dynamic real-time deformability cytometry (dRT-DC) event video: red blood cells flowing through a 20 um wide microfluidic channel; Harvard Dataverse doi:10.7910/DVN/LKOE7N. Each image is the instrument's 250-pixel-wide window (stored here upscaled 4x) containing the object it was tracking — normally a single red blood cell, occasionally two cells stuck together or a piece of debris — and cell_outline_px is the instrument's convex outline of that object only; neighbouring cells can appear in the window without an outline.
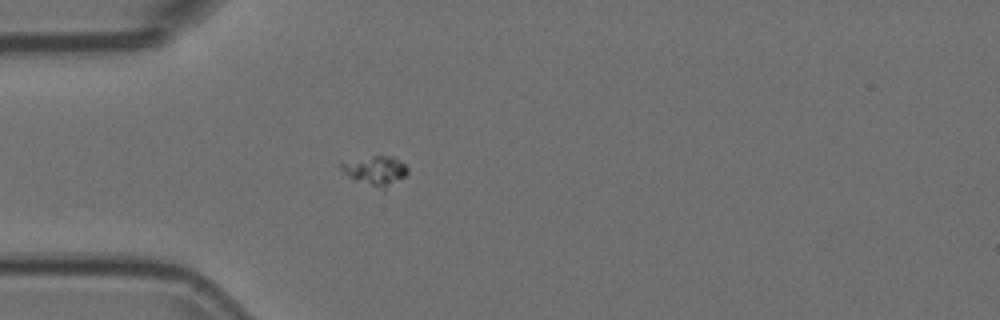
{"species": "Egyptian fruit bat (a non-hibernating species)", "species_latin": "Rousettus aegyptiacus", "temperature_condition": "room temperature", "stored_images_in_passage": 40, "camera_frame_rate_fps": 3000, "um_per_image_px": 0.085, "animal": {"sex": "female"}, "frame": {"image": 1, "passage_image": 1, "time_ms": 0.0, "image_size_px": [1000, 320], "cell_outline_px": [[408, 172], [404, 176], [384, 192], [344, 172], [340, 168], [340, 160], [372, 156], [392, 156], [404, 164], [408, 168]], "centroid_in_image_um": [31.92, 14.49], "position_along_channel_um": 53.1, "area_um2": 11.39}}
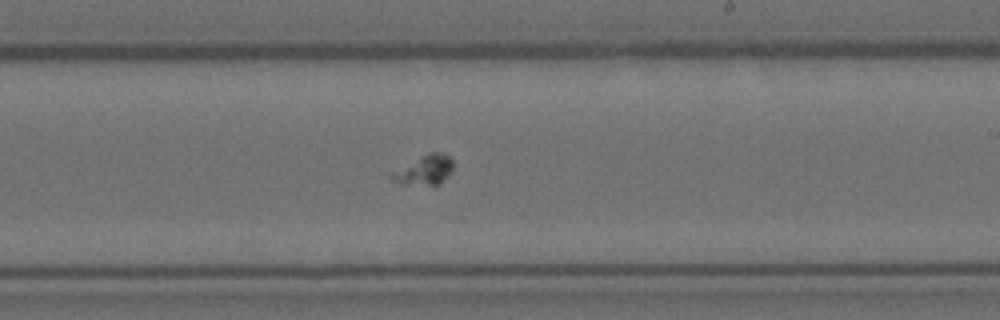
{"frame": {"image": 2, "passage_image": 18, "time_ms": 5.667, "image_size_px": [1000, 320], "cell_outline_px": [[452, 168], [448, 176], [440, 184], [404, 184], [392, 180], [388, 176], [388, 172], [428, 152], [444, 152], [452, 160]], "centroid_in_image_um": [36.02, 14.43], "position_along_channel_um": 253.0, "area_um2": 10.75}}
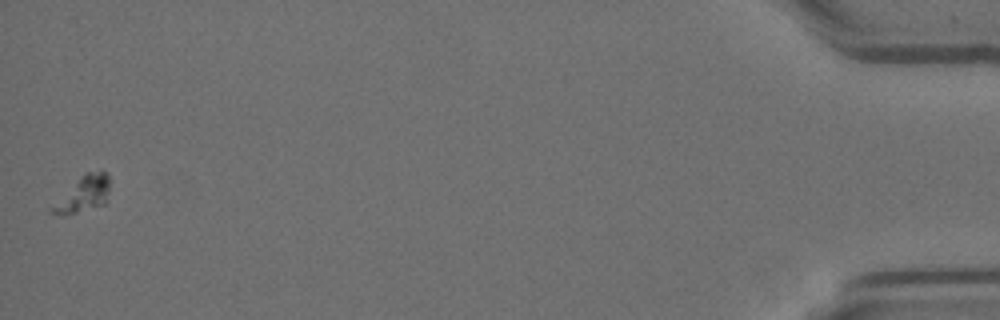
{"frame": {"image": 3, "passage_image": 40, "time_ms": 13.0, "image_size_px": [1000, 320], "cell_outline_px": [[108, 200], [104, 204], [76, 212], [48, 212], [48, 208], [84, 172], [104, 172], [108, 176]], "centroid_in_image_um": [7.08, 16.47], "position_along_channel_um": 428.1, "area_um2": 11.5}}